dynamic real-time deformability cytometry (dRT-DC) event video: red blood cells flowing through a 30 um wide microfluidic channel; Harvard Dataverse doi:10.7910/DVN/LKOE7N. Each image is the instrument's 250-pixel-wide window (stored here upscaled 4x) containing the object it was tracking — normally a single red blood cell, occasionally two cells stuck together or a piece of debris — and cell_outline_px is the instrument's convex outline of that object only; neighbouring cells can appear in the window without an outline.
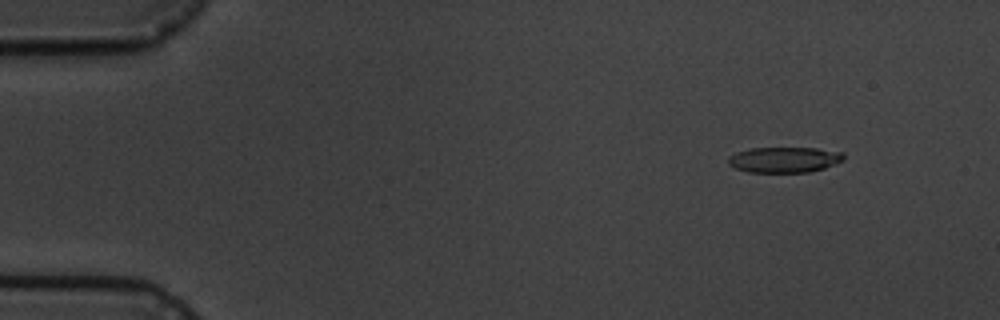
{"species": "common noctule bat (a hibernating species)", "species_latin": "Nyctalus noctula", "temperature_condition": "cold", "stored_images_in_passage": 6, "camera_frame_rate_fps": 3000, "um_per_image_px": 0.085, "animal": {"sex": "male", "body_mass_g": 19.5, "forearm_length_mm": 54.6}, "frame": {"image": 1, "passage_image": 2, "time_ms": 1.333, "image_size_px": [1000, 320], "cell_outline_px": [[844, 160], [836, 164], [824, 168], [808, 172], [748, 172], [736, 168], [728, 164], [728, 156], [736, 152], [752, 148], [816, 148], [844, 152]], "centroid_in_image_um": [66.68, 13.57], "position_along_channel_um": 18.3, "area_um2": 17.28}}